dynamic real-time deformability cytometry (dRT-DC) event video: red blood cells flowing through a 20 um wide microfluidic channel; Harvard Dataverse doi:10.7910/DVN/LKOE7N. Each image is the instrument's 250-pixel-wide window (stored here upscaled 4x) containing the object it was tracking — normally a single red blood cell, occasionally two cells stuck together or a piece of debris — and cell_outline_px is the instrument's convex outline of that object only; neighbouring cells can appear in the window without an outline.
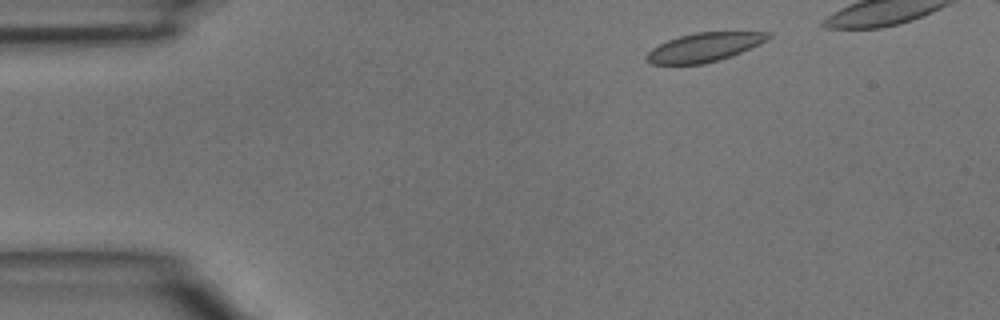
{"species": "common noctule bat (a hibernating species)", "species_latin": "Nyctalus noctula", "temperature_condition": "room temperature", "stored_images_in_passage": 4, "camera_frame_rate_fps": 3000, "um_per_image_px": 0.085, "animal": {"sex": "male", "body_mass_g": 15.6}, "frame": {"image": 1, "passage_image": 1, "time_ms": 0.0, "image_size_px": [1000, 320], "cell_outline_px": [[772, 36], [768, 40], [760, 44], [732, 56], [704, 64], [652, 64], [644, 60], [644, 56], [652, 48], [668, 40], [680, 36], [696, 32], [772, 32]], "centroid_in_image_um": [59.87, 4.02], "position_along_channel_um": 25.1, "area_um2": 20.52}}